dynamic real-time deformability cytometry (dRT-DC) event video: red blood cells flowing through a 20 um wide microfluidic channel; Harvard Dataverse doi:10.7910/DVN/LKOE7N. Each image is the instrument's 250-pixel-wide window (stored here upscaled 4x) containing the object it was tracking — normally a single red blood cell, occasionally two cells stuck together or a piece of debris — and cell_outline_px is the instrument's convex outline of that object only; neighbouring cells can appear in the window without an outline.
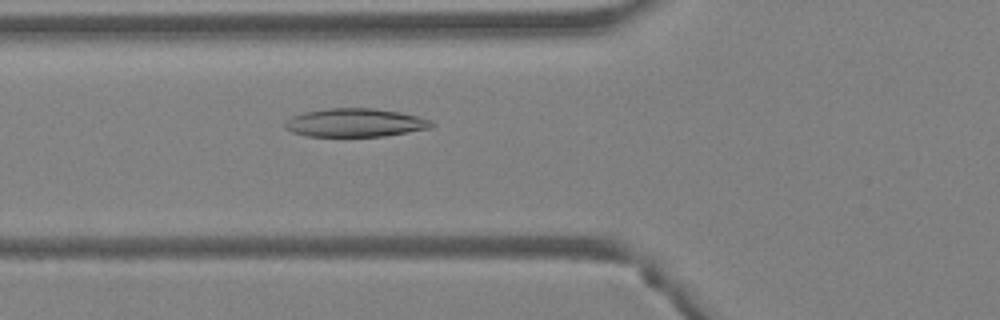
{"species": "Egyptian fruit bat (a non-hibernating species)", "species_latin": "Rousettus aegyptiacus", "temperature_condition": "warm", "stored_images_in_passage": 35, "camera_frame_rate_fps": 3000, "um_per_image_px": 0.085, "animal": {"sex": "female"}, "frame": {"image": 1, "passage_image": 6, "time_ms": 1.667, "image_size_px": [1000, 320], "cell_outline_px": [[436, 124], [432, 128], [384, 136], [308, 136], [292, 132], [284, 124], [292, 116], [304, 112], [328, 108], [372, 108], [400, 112], [432, 120]], "centroid_in_image_um": [30.24, 10.42], "position_along_channel_um": 95.6, "area_um2": 24.16}}
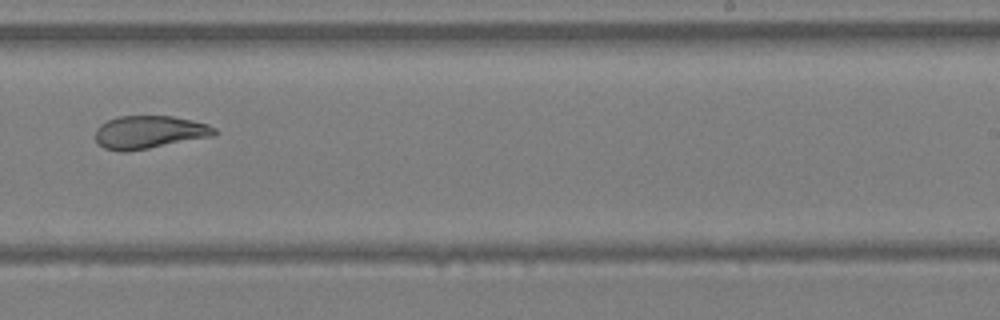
{"frame": {"image": 2, "passage_image": 18, "time_ms": 5.667, "image_size_px": [1000, 320], "cell_outline_px": [[216, 132], [212, 136], [128, 152], [120, 152], [104, 148], [96, 140], [96, 128], [100, 124], [108, 120], [120, 116], [172, 116], [192, 120], [208, 124], [216, 128]], "centroid_in_image_um": [12.67, 11.23], "position_along_channel_um": 276.3, "area_um2": 22.77}}
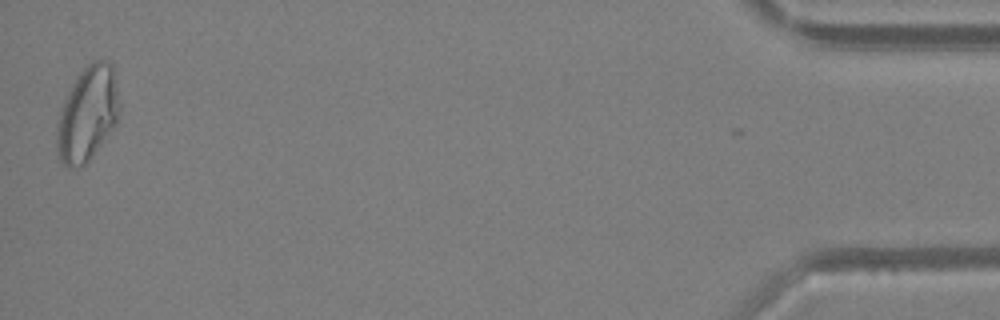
{"frame": {"image": 3, "passage_image": 34, "time_ms": 11.0, "image_size_px": [1000, 320], "cell_outline_px": [[120, 108], [116, 124], [92, 156], [84, 164], [68, 168], [60, 160], [56, 152], [56, 120], [64, 100], [76, 76], [92, 60], [108, 60], [112, 64], [116, 80], [120, 104]], "centroid_in_image_um": [7.43, 9.65], "position_along_channel_um": 427.8, "area_um2": 34.74}, "authors_computed_cell_mechanics": {"area_um2": 24.276, "velocity_mm_per_s": 4.5149, "shape_relaxation_time_tau1_ms": null, "shape_relaxation_time_tau2_ms": 2.1274, "deformation_change_tau1": null, "deformation_change_tau2": 0.0859}}